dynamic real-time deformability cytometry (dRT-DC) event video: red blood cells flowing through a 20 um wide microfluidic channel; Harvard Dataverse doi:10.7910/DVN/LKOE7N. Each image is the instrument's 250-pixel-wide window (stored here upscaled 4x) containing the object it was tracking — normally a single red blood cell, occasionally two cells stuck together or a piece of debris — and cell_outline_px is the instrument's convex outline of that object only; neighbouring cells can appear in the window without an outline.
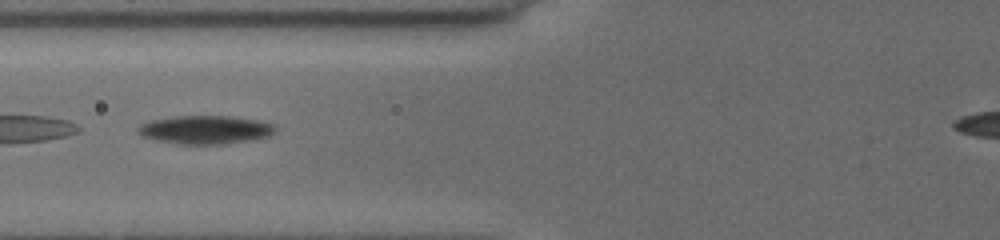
{"species": "common noctule bat (a hibernating species)", "species_latin": "Nyctalus noctula", "temperature_condition": "cold", "stored_images_in_passage": 13, "camera_frame_rate_fps": 3000, "um_per_image_px": 0.085, "animal": {"sex": "female", "body_mass_g": 19.5, "forearm_length_mm": 54.1}, "frame": {"image": 1, "passage_image": 12, "time_ms": 1.667, "image_size_px": [1000, 240], "cell_outline_px": [[272, 132], [264, 136], [248, 140], [224, 144], [176, 144], [156, 140], [144, 136], [140, 132], [140, 124], [152, 120], [172, 116], [228, 116], [252, 120], [272, 124]], "centroid_in_image_um": [17.36, 11.03], "position_along_channel_um": 108.4, "area_um2": 21.96}}